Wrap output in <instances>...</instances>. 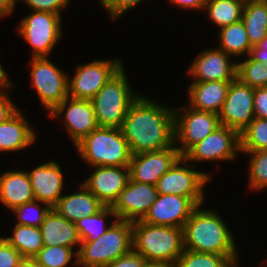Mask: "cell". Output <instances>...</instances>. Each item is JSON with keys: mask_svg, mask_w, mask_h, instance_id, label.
Instances as JSON below:
<instances>
[{"mask_svg": "<svg viewBox=\"0 0 267 267\" xmlns=\"http://www.w3.org/2000/svg\"><path fill=\"white\" fill-rule=\"evenodd\" d=\"M139 96L129 107L121 127L132 154L159 151L175 142V114Z\"/></svg>", "mask_w": 267, "mask_h": 267, "instance_id": "obj_1", "label": "cell"}, {"mask_svg": "<svg viewBox=\"0 0 267 267\" xmlns=\"http://www.w3.org/2000/svg\"><path fill=\"white\" fill-rule=\"evenodd\" d=\"M197 206L183 226L184 248L193 252L238 256L231 230L215 211Z\"/></svg>", "mask_w": 267, "mask_h": 267, "instance_id": "obj_2", "label": "cell"}, {"mask_svg": "<svg viewBox=\"0 0 267 267\" xmlns=\"http://www.w3.org/2000/svg\"><path fill=\"white\" fill-rule=\"evenodd\" d=\"M133 249L147 262L175 264L184 248L183 228L132 222Z\"/></svg>", "mask_w": 267, "mask_h": 267, "instance_id": "obj_3", "label": "cell"}, {"mask_svg": "<svg viewBox=\"0 0 267 267\" xmlns=\"http://www.w3.org/2000/svg\"><path fill=\"white\" fill-rule=\"evenodd\" d=\"M75 264L81 267H106L133 249L132 222L116 219L95 241H82Z\"/></svg>", "mask_w": 267, "mask_h": 267, "instance_id": "obj_4", "label": "cell"}, {"mask_svg": "<svg viewBox=\"0 0 267 267\" xmlns=\"http://www.w3.org/2000/svg\"><path fill=\"white\" fill-rule=\"evenodd\" d=\"M91 166H129L132 153L121 128L98 126L76 145Z\"/></svg>", "mask_w": 267, "mask_h": 267, "instance_id": "obj_5", "label": "cell"}, {"mask_svg": "<svg viewBox=\"0 0 267 267\" xmlns=\"http://www.w3.org/2000/svg\"><path fill=\"white\" fill-rule=\"evenodd\" d=\"M130 87L122 66L91 99L98 126L122 127L130 105L139 97Z\"/></svg>", "mask_w": 267, "mask_h": 267, "instance_id": "obj_6", "label": "cell"}, {"mask_svg": "<svg viewBox=\"0 0 267 267\" xmlns=\"http://www.w3.org/2000/svg\"><path fill=\"white\" fill-rule=\"evenodd\" d=\"M61 15L33 11L17 28L20 36L32 47L33 58L48 57L62 36Z\"/></svg>", "mask_w": 267, "mask_h": 267, "instance_id": "obj_7", "label": "cell"}, {"mask_svg": "<svg viewBox=\"0 0 267 267\" xmlns=\"http://www.w3.org/2000/svg\"><path fill=\"white\" fill-rule=\"evenodd\" d=\"M182 162L185 167L181 166ZM188 161L179 158L155 185L159 194H173L188 197L196 206H201L204 198L203 188L211 176L188 168Z\"/></svg>", "mask_w": 267, "mask_h": 267, "instance_id": "obj_8", "label": "cell"}, {"mask_svg": "<svg viewBox=\"0 0 267 267\" xmlns=\"http://www.w3.org/2000/svg\"><path fill=\"white\" fill-rule=\"evenodd\" d=\"M31 65L32 86L41 103L51 113L68 97V75L56 67L47 57L33 58Z\"/></svg>", "mask_w": 267, "mask_h": 267, "instance_id": "obj_9", "label": "cell"}, {"mask_svg": "<svg viewBox=\"0 0 267 267\" xmlns=\"http://www.w3.org/2000/svg\"><path fill=\"white\" fill-rule=\"evenodd\" d=\"M180 110H184L182 115L179 113ZM185 110L186 107H181L179 112L174 111L175 142L181 141L182 146H176L181 156L220 126L218 114L199 111L192 107Z\"/></svg>", "mask_w": 267, "mask_h": 267, "instance_id": "obj_10", "label": "cell"}, {"mask_svg": "<svg viewBox=\"0 0 267 267\" xmlns=\"http://www.w3.org/2000/svg\"><path fill=\"white\" fill-rule=\"evenodd\" d=\"M120 60H94L81 65L71 80L68 79V97L91 100L107 81L122 67Z\"/></svg>", "mask_w": 267, "mask_h": 267, "instance_id": "obj_11", "label": "cell"}, {"mask_svg": "<svg viewBox=\"0 0 267 267\" xmlns=\"http://www.w3.org/2000/svg\"><path fill=\"white\" fill-rule=\"evenodd\" d=\"M241 151L240 133L220 125L206 138L192 146L182 157L189 161L232 160Z\"/></svg>", "mask_w": 267, "mask_h": 267, "instance_id": "obj_12", "label": "cell"}, {"mask_svg": "<svg viewBox=\"0 0 267 267\" xmlns=\"http://www.w3.org/2000/svg\"><path fill=\"white\" fill-rule=\"evenodd\" d=\"M254 88L243 84L238 78L231 81L226 100L218 113L220 125L233 128L239 133L255 118Z\"/></svg>", "mask_w": 267, "mask_h": 267, "instance_id": "obj_13", "label": "cell"}, {"mask_svg": "<svg viewBox=\"0 0 267 267\" xmlns=\"http://www.w3.org/2000/svg\"><path fill=\"white\" fill-rule=\"evenodd\" d=\"M176 145L175 143L159 151L132 154L129 163L130 179L155 186L159 178L182 157Z\"/></svg>", "mask_w": 267, "mask_h": 267, "instance_id": "obj_14", "label": "cell"}, {"mask_svg": "<svg viewBox=\"0 0 267 267\" xmlns=\"http://www.w3.org/2000/svg\"><path fill=\"white\" fill-rule=\"evenodd\" d=\"M159 193L154 185L129 180L111 206L116 219L135 222L142 220Z\"/></svg>", "mask_w": 267, "mask_h": 267, "instance_id": "obj_15", "label": "cell"}, {"mask_svg": "<svg viewBox=\"0 0 267 267\" xmlns=\"http://www.w3.org/2000/svg\"><path fill=\"white\" fill-rule=\"evenodd\" d=\"M64 114L67 133L76 145L98 127L91 100L67 97L50 114L51 118Z\"/></svg>", "mask_w": 267, "mask_h": 267, "instance_id": "obj_16", "label": "cell"}, {"mask_svg": "<svg viewBox=\"0 0 267 267\" xmlns=\"http://www.w3.org/2000/svg\"><path fill=\"white\" fill-rule=\"evenodd\" d=\"M196 207L188 197L159 194L141 221L152 225L183 228Z\"/></svg>", "mask_w": 267, "mask_h": 267, "instance_id": "obj_17", "label": "cell"}, {"mask_svg": "<svg viewBox=\"0 0 267 267\" xmlns=\"http://www.w3.org/2000/svg\"><path fill=\"white\" fill-rule=\"evenodd\" d=\"M84 184L105 206H112L130 180L129 166H95Z\"/></svg>", "mask_w": 267, "mask_h": 267, "instance_id": "obj_18", "label": "cell"}, {"mask_svg": "<svg viewBox=\"0 0 267 267\" xmlns=\"http://www.w3.org/2000/svg\"><path fill=\"white\" fill-rule=\"evenodd\" d=\"M223 50L208 49L201 52L189 67L193 82L233 81L237 78V63L229 60Z\"/></svg>", "mask_w": 267, "mask_h": 267, "instance_id": "obj_19", "label": "cell"}, {"mask_svg": "<svg viewBox=\"0 0 267 267\" xmlns=\"http://www.w3.org/2000/svg\"><path fill=\"white\" fill-rule=\"evenodd\" d=\"M35 200L53 208L63 196V175L60 166L55 161H49L27 172Z\"/></svg>", "mask_w": 267, "mask_h": 267, "instance_id": "obj_20", "label": "cell"}, {"mask_svg": "<svg viewBox=\"0 0 267 267\" xmlns=\"http://www.w3.org/2000/svg\"><path fill=\"white\" fill-rule=\"evenodd\" d=\"M40 230L44 246H65L74 249L76 244L82 242L76 224L61 216L54 208L45 216Z\"/></svg>", "mask_w": 267, "mask_h": 267, "instance_id": "obj_21", "label": "cell"}, {"mask_svg": "<svg viewBox=\"0 0 267 267\" xmlns=\"http://www.w3.org/2000/svg\"><path fill=\"white\" fill-rule=\"evenodd\" d=\"M79 189L82 190L63 195L53 207L61 216L74 223L83 217H90L105 206L84 184Z\"/></svg>", "mask_w": 267, "mask_h": 267, "instance_id": "obj_22", "label": "cell"}, {"mask_svg": "<svg viewBox=\"0 0 267 267\" xmlns=\"http://www.w3.org/2000/svg\"><path fill=\"white\" fill-rule=\"evenodd\" d=\"M231 81L192 82L189 86L190 107L218 114L226 100Z\"/></svg>", "mask_w": 267, "mask_h": 267, "instance_id": "obj_23", "label": "cell"}, {"mask_svg": "<svg viewBox=\"0 0 267 267\" xmlns=\"http://www.w3.org/2000/svg\"><path fill=\"white\" fill-rule=\"evenodd\" d=\"M35 200L27 171H7L0 176V202L11 211Z\"/></svg>", "mask_w": 267, "mask_h": 267, "instance_id": "obj_24", "label": "cell"}, {"mask_svg": "<svg viewBox=\"0 0 267 267\" xmlns=\"http://www.w3.org/2000/svg\"><path fill=\"white\" fill-rule=\"evenodd\" d=\"M29 126L20 110H17L5 122L1 123L0 151H19V149L22 150L34 143L36 140L35 133Z\"/></svg>", "mask_w": 267, "mask_h": 267, "instance_id": "obj_25", "label": "cell"}, {"mask_svg": "<svg viewBox=\"0 0 267 267\" xmlns=\"http://www.w3.org/2000/svg\"><path fill=\"white\" fill-rule=\"evenodd\" d=\"M241 21L251 45H258L267 34V0H245Z\"/></svg>", "mask_w": 267, "mask_h": 267, "instance_id": "obj_26", "label": "cell"}, {"mask_svg": "<svg viewBox=\"0 0 267 267\" xmlns=\"http://www.w3.org/2000/svg\"><path fill=\"white\" fill-rule=\"evenodd\" d=\"M13 232L4 239L23 257L33 258L44 246L40 227L16 224Z\"/></svg>", "mask_w": 267, "mask_h": 267, "instance_id": "obj_27", "label": "cell"}, {"mask_svg": "<svg viewBox=\"0 0 267 267\" xmlns=\"http://www.w3.org/2000/svg\"><path fill=\"white\" fill-rule=\"evenodd\" d=\"M220 47L228 55H250L252 45L243 22L240 20L237 23L220 28Z\"/></svg>", "mask_w": 267, "mask_h": 267, "instance_id": "obj_28", "label": "cell"}, {"mask_svg": "<svg viewBox=\"0 0 267 267\" xmlns=\"http://www.w3.org/2000/svg\"><path fill=\"white\" fill-rule=\"evenodd\" d=\"M245 0H206L208 17L219 28L237 23L242 18Z\"/></svg>", "mask_w": 267, "mask_h": 267, "instance_id": "obj_29", "label": "cell"}, {"mask_svg": "<svg viewBox=\"0 0 267 267\" xmlns=\"http://www.w3.org/2000/svg\"><path fill=\"white\" fill-rule=\"evenodd\" d=\"M237 256H224L203 252H193L185 249L176 260L175 267H228Z\"/></svg>", "mask_w": 267, "mask_h": 267, "instance_id": "obj_30", "label": "cell"}, {"mask_svg": "<svg viewBox=\"0 0 267 267\" xmlns=\"http://www.w3.org/2000/svg\"><path fill=\"white\" fill-rule=\"evenodd\" d=\"M240 152H254L267 149V119L254 118L240 132Z\"/></svg>", "mask_w": 267, "mask_h": 267, "instance_id": "obj_31", "label": "cell"}, {"mask_svg": "<svg viewBox=\"0 0 267 267\" xmlns=\"http://www.w3.org/2000/svg\"><path fill=\"white\" fill-rule=\"evenodd\" d=\"M108 215L115 217L110 206H104L99 212L90 217H83L75 222L82 241H95L102 236L109 227H105L104 220Z\"/></svg>", "mask_w": 267, "mask_h": 267, "instance_id": "obj_32", "label": "cell"}, {"mask_svg": "<svg viewBox=\"0 0 267 267\" xmlns=\"http://www.w3.org/2000/svg\"><path fill=\"white\" fill-rule=\"evenodd\" d=\"M237 78L250 87H267V63L254 60L250 55L237 63Z\"/></svg>", "mask_w": 267, "mask_h": 267, "instance_id": "obj_33", "label": "cell"}, {"mask_svg": "<svg viewBox=\"0 0 267 267\" xmlns=\"http://www.w3.org/2000/svg\"><path fill=\"white\" fill-rule=\"evenodd\" d=\"M77 256L72 248L65 246H43L33 257L40 267H66Z\"/></svg>", "mask_w": 267, "mask_h": 267, "instance_id": "obj_34", "label": "cell"}, {"mask_svg": "<svg viewBox=\"0 0 267 267\" xmlns=\"http://www.w3.org/2000/svg\"><path fill=\"white\" fill-rule=\"evenodd\" d=\"M245 153L251 155L248 166L250 189H264L267 186V149Z\"/></svg>", "mask_w": 267, "mask_h": 267, "instance_id": "obj_35", "label": "cell"}, {"mask_svg": "<svg viewBox=\"0 0 267 267\" xmlns=\"http://www.w3.org/2000/svg\"><path fill=\"white\" fill-rule=\"evenodd\" d=\"M36 202L37 201L34 200L32 202L25 203L23 205L17 206L12 210L14 213L17 214V224L32 227L41 226L42 222L45 219V216L50 211L51 207L49 205H46V207L41 208Z\"/></svg>", "mask_w": 267, "mask_h": 267, "instance_id": "obj_36", "label": "cell"}, {"mask_svg": "<svg viewBox=\"0 0 267 267\" xmlns=\"http://www.w3.org/2000/svg\"><path fill=\"white\" fill-rule=\"evenodd\" d=\"M22 1V0H21ZM70 0H23L33 11L50 12L60 15Z\"/></svg>", "mask_w": 267, "mask_h": 267, "instance_id": "obj_37", "label": "cell"}, {"mask_svg": "<svg viewBox=\"0 0 267 267\" xmlns=\"http://www.w3.org/2000/svg\"><path fill=\"white\" fill-rule=\"evenodd\" d=\"M22 258L23 256L4 237H0V267H16Z\"/></svg>", "mask_w": 267, "mask_h": 267, "instance_id": "obj_38", "label": "cell"}, {"mask_svg": "<svg viewBox=\"0 0 267 267\" xmlns=\"http://www.w3.org/2000/svg\"><path fill=\"white\" fill-rule=\"evenodd\" d=\"M102 6L112 16V20H115L119 16H122L124 12L132 9L137 4H140L143 0H99Z\"/></svg>", "mask_w": 267, "mask_h": 267, "instance_id": "obj_39", "label": "cell"}, {"mask_svg": "<svg viewBox=\"0 0 267 267\" xmlns=\"http://www.w3.org/2000/svg\"><path fill=\"white\" fill-rule=\"evenodd\" d=\"M146 259L134 249L109 263L106 267H144Z\"/></svg>", "mask_w": 267, "mask_h": 267, "instance_id": "obj_40", "label": "cell"}, {"mask_svg": "<svg viewBox=\"0 0 267 267\" xmlns=\"http://www.w3.org/2000/svg\"><path fill=\"white\" fill-rule=\"evenodd\" d=\"M253 107L255 118L267 119V87L254 88Z\"/></svg>", "mask_w": 267, "mask_h": 267, "instance_id": "obj_41", "label": "cell"}, {"mask_svg": "<svg viewBox=\"0 0 267 267\" xmlns=\"http://www.w3.org/2000/svg\"><path fill=\"white\" fill-rule=\"evenodd\" d=\"M18 110V107L12 103L5 91H0V124L5 122L11 115Z\"/></svg>", "mask_w": 267, "mask_h": 267, "instance_id": "obj_42", "label": "cell"}, {"mask_svg": "<svg viewBox=\"0 0 267 267\" xmlns=\"http://www.w3.org/2000/svg\"><path fill=\"white\" fill-rule=\"evenodd\" d=\"M250 56L263 64L267 63V34L258 45L252 47Z\"/></svg>", "mask_w": 267, "mask_h": 267, "instance_id": "obj_43", "label": "cell"}, {"mask_svg": "<svg viewBox=\"0 0 267 267\" xmlns=\"http://www.w3.org/2000/svg\"><path fill=\"white\" fill-rule=\"evenodd\" d=\"M173 4L182 8L203 9L205 8L206 0H170Z\"/></svg>", "mask_w": 267, "mask_h": 267, "instance_id": "obj_44", "label": "cell"}, {"mask_svg": "<svg viewBox=\"0 0 267 267\" xmlns=\"http://www.w3.org/2000/svg\"><path fill=\"white\" fill-rule=\"evenodd\" d=\"M18 0H0V16L6 17L12 13L14 6Z\"/></svg>", "mask_w": 267, "mask_h": 267, "instance_id": "obj_45", "label": "cell"}, {"mask_svg": "<svg viewBox=\"0 0 267 267\" xmlns=\"http://www.w3.org/2000/svg\"><path fill=\"white\" fill-rule=\"evenodd\" d=\"M6 87L7 88L10 87L9 89H11V87H13V84L11 81L9 82L7 75H6L5 71L3 70V67L0 63V89L4 90Z\"/></svg>", "mask_w": 267, "mask_h": 267, "instance_id": "obj_46", "label": "cell"}, {"mask_svg": "<svg viewBox=\"0 0 267 267\" xmlns=\"http://www.w3.org/2000/svg\"><path fill=\"white\" fill-rule=\"evenodd\" d=\"M16 267H40L34 258L23 257Z\"/></svg>", "mask_w": 267, "mask_h": 267, "instance_id": "obj_47", "label": "cell"}, {"mask_svg": "<svg viewBox=\"0 0 267 267\" xmlns=\"http://www.w3.org/2000/svg\"><path fill=\"white\" fill-rule=\"evenodd\" d=\"M144 267H175V266L174 264L171 263L147 262Z\"/></svg>", "mask_w": 267, "mask_h": 267, "instance_id": "obj_48", "label": "cell"}, {"mask_svg": "<svg viewBox=\"0 0 267 267\" xmlns=\"http://www.w3.org/2000/svg\"><path fill=\"white\" fill-rule=\"evenodd\" d=\"M238 261H233L228 267H236L237 266V263Z\"/></svg>", "mask_w": 267, "mask_h": 267, "instance_id": "obj_49", "label": "cell"}]
</instances>
